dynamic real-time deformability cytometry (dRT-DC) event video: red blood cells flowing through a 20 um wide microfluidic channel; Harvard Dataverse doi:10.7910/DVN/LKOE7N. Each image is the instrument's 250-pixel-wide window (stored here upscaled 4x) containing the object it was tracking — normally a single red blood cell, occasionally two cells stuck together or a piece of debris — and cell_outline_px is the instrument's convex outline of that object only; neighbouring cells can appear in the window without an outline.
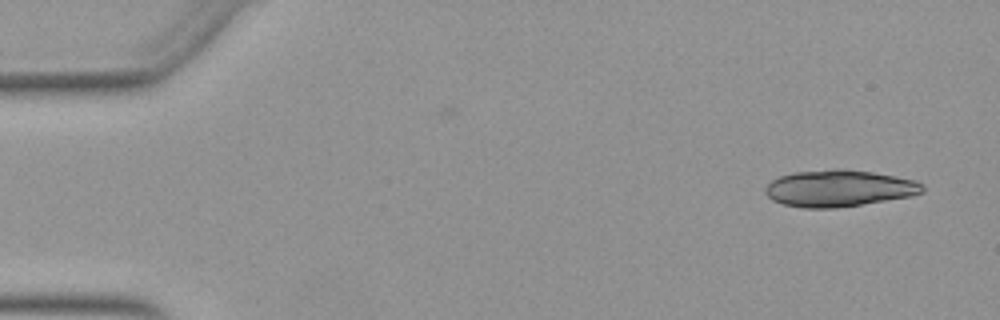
{"species": "Egyptian fruit bat (a non-hibernating species)", "species_latin": "Rousettus aegyptiacus", "temperature_condition": "warm", "stored_images_in_passage": 14, "camera_frame_rate_fps": 3000, "um_per_image_px": 0.085, "animal": {"sex": "female"}, "frame": {"image": 1, "passage_image": 2, "time_ms": 0.333, "image_size_px": [1000, 320], "cell_outline_px": [[924, 192], [912, 196], [836, 208], [804, 208], [784, 204], [772, 200], [764, 192], [764, 188], [772, 180], [780, 176], [796, 172], [872, 172], [896, 176], [916, 180], [924, 184]], "centroid_in_image_um": [71.34, 16.05], "position_along_channel_um": 13.7, "area_um2": 32.54}}